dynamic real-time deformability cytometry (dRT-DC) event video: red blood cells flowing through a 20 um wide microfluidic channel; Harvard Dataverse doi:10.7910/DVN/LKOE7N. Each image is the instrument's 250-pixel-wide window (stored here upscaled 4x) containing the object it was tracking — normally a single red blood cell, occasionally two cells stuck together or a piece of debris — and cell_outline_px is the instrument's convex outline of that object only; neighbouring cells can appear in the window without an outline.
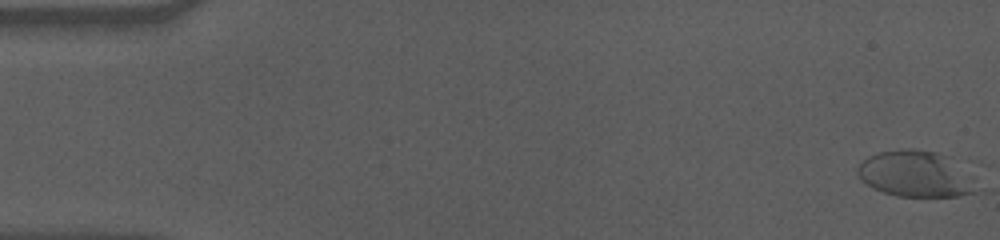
{"species": "human", "species_latin": "Homo sapiens", "temperature_condition": "cold", "stored_images_in_passage": 58, "camera_frame_rate_fps": 3000, "um_per_image_px": 0.085, "donor": {"sex": "male"}, "frame": {"image": 1, "passage_image": 1, "time_ms": 0.0, "image_size_px": [1000, 240], "cell_outline_px": [[980, 188], [976, 192], [960, 196], [896, 196], [872, 188], [860, 180], [856, 172], [856, 168], [868, 156], [880, 152], [908, 148], [912, 148], [936, 152], [952, 156], [972, 176]], "centroid_in_image_um": [77.88, 14.78], "position_along_channel_um": 7.1, "area_um2": 32.54}}
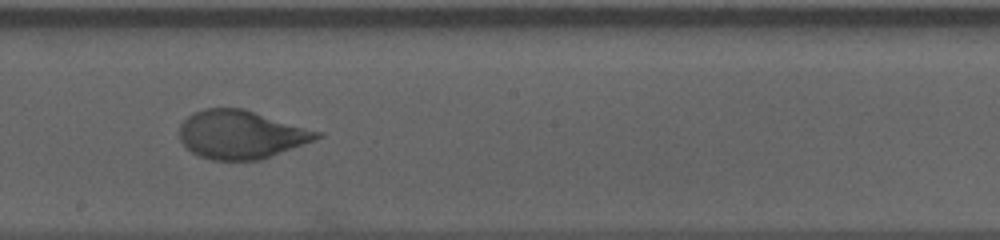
{"frame": {"image": 2, "passage_image": 33, "time_ms": 10.667, "image_size_px": [1000, 240], "cell_outline_px": [[324, 136], [316, 140], [260, 160], [212, 160], [200, 156], [192, 152], [180, 140], [180, 124], [192, 112], [204, 108], [244, 108], [324, 132]], "centroid_in_image_um": [20.53, 11.42], "position_along_channel_um": 227.7, "area_um2": 39.07}}
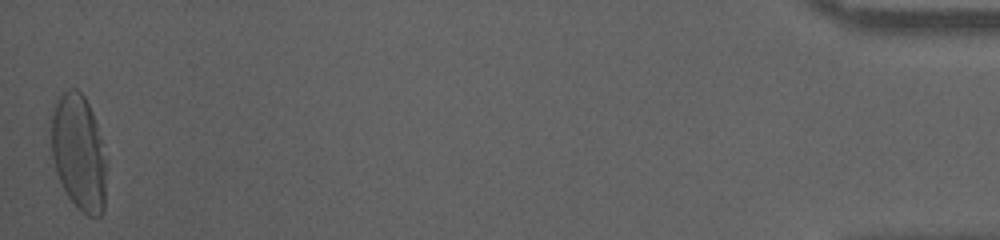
{"frame": {"image": 3, "passage_image": 58, "time_ms": 19.0, "image_size_px": [1000, 240], "cell_outline_px": [[104, 208], [100, 216], [88, 216], [68, 196], [56, 172], [52, 156], [52, 104], [68, 88], [76, 88], [84, 96], [92, 112], [96, 124], [100, 140], [104, 160]], "centroid_in_image_um": [6.65, 12.91], "position_along_channel_um": 428.5, "area_um2": 36.24}, "authors_computed_cell_mechanics": {"area_um2": 36.7608, "velocity_mm_per_s": 3.5289, "shape_relaxation_time_tau1_ms": 5.5455, "shape_relaxation_time_tau2_ms": null, "deformation_change_tau1": 0.2004, "deformation_change_tau2": null}}